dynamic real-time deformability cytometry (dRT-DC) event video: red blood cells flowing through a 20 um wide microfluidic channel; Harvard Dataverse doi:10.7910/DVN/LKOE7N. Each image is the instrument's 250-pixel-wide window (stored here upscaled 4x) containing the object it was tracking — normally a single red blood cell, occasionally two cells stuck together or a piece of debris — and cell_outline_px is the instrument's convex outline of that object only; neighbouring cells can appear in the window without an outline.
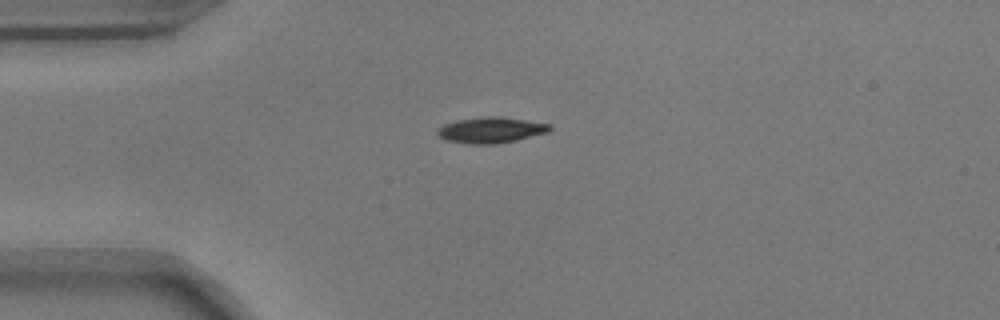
{"species": "common noctule bat (a hibernating species)", "species_latin": "Nyctalus noctula", "temperature_condition": "warm", "stored_images_in_passage": 35, "camera_frame_rate_fps": 3000, "um_per_image_px": 0.085, "animal": {"sex": "male", "body_mass_g": 17.9}, "frame": {"image": 1, "passage_image": 1, "time_ms": 0.0, "image_size_px": [1000, 320], "cell_outline_px": [[552, 128], [548, 132], [516, 140], [496, 144], [468, 144], [444, 140], [436, 132], [444, 124], [456, 120], [484, 116], [500, 116], [552, 124]], "centroid_in_image_um": [41.73, 11.05], "position_along_channel_um": 43.3, "area_um2": 16.99}}
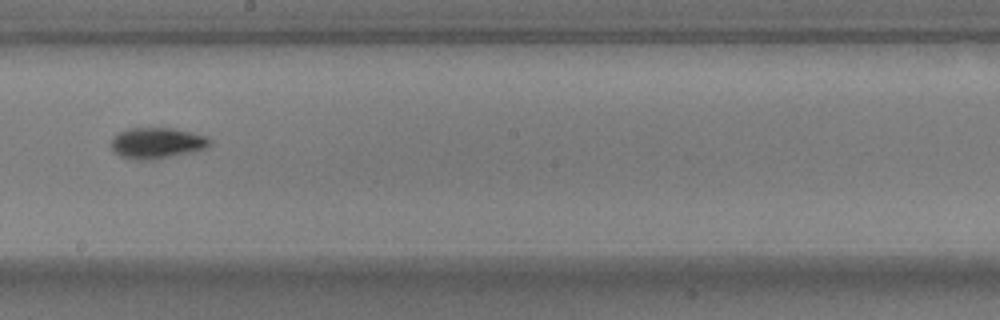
{"frame": {"image": 2, "passage_image": 18, "time_ms": 5.667, "image_size_px": [1000, 320], "cell_outline_px": [[212, 144], [204, 148], [188, 152], [152, 160], [140, 160], [120, 156], [112, 148], [112, 140], [120, 132], [128, 128], [172, 128], [192, 132], [208, 136], [212, 140]], "centroid_in_image_um": [13.37, 12.14], "position_along_channel_um": 234.8, "area_um2": 17.51}}
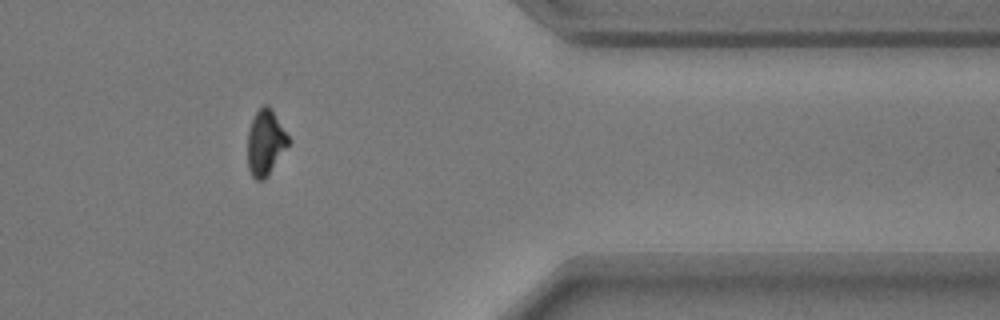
{"frame": {"image": 3, "passage_image": 32, "time_ms": 10.333, "image_size_px": [1000, 320], "cell_outline_px": [[292, 140], [264, 180], [256, 180], [252, 176], [248, 168], [248, 132], [252, 120], [256, 112], [264, 104], [268, 104], [272, 108]], "centroid_in_image_um": [22.59, 12.09], "position_along_channel_um": 388.8, "area_um2": 15.66}, "authors_computed_cell_mechanics": {"area_um2": 16.8776, "velocity_mm_per_s": 3.723, "shape_relaxation_time_tau1_ms": 3.6342, "shape_relaxation_time_tau2_ms": 3.061, "deformation_change_tau1": 0.1746, "deformation_change_tau2": 0.0673}}